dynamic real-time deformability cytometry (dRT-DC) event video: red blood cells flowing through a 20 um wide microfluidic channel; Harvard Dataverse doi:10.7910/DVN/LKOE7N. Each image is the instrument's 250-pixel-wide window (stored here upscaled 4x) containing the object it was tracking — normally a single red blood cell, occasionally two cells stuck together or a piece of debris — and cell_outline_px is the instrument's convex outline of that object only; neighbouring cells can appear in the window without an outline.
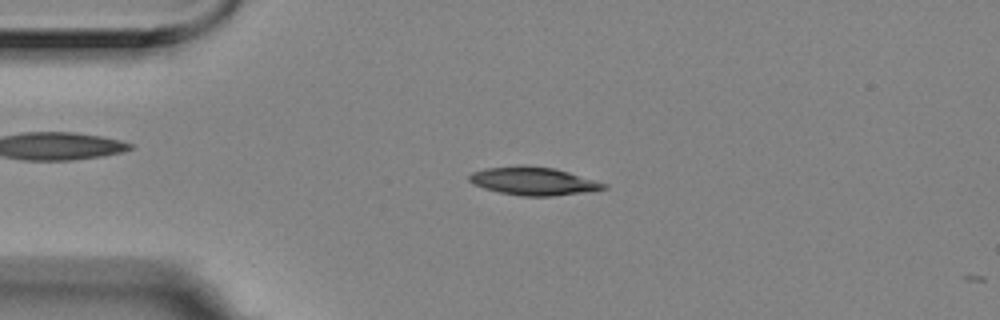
{"species": "Egyptian fruit bat (a non-hibernating species)", "species_latin": "Rousettus aegyptiacus", "temperature_condition": "room temperature", "stored_images_in_passage": 4, "camera_frame_rate_fps": 3000, "um_per_image_px": 0.085, "animal": {"sex": "female"}, "frame": {"image": 1, "passage_image": 3, "time_ms": 0.667, "image_size_px": [1000, 320], "cell_outline_px": [[608, 188], [592, 192], [552, 196], [520, 196], [500, 192], [484, 188], [472, 184], [468, 180], [468, 176], [472, 172], [484, 168], [520, 164], [552, 168], [568, 172], [608, 184]], "centroid_in_image_um": [45.33, 15.39], "position_along_channel_um": 39.7, "area_um2": 22.31}}